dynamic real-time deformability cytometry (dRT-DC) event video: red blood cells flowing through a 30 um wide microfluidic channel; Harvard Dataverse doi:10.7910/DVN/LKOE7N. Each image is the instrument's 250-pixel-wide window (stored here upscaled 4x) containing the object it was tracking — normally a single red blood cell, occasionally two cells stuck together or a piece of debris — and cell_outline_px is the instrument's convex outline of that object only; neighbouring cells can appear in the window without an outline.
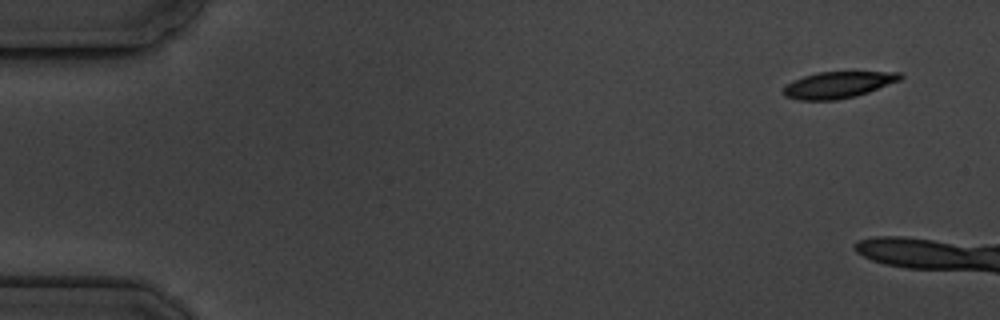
{"species": "common noctule bat (a hibernating species)", "species_latin": "Nyctalus noctula", "temperature_condition": "cold", "stored_images_in_passage": 4, "camera_frame_rate_fps": 3000, "um_per_image_px": 0.085, "animal": {"sex": "male", "body_mass_g": 19.5, "forearm_length_mm": 54.6}, "frame": {"image": 1, "passage_image": 1, "time_ms": 0.0, "image_size_px": [1000, 320], "cell_outline_px": [[904, 76], [900, 80], [868, 92], [856, 96], [836, 100], [800, 100], [784, 96], [780, 92], [792, 80], [816, 72], [900, 72]], "centroid_in_image_um": [71.21, 7.21], "position_along_channel_um": 13.8, "area_um2": 18.03}}